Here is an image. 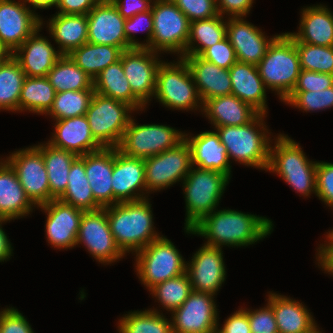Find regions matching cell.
Here are the masks:
<instances>
[{"instance_id": "cell-1", "label": "cell", "mask_w": 333, "mask_h": 333, "mask_svg": "<svg viewBox=\"0 0 333 333\" xmlns=\"http://www.w3.org/2000/svg\"><path fill=\"white\" fill-rule=\"evenodd\" d=\"M273 224L265 217L235 210H218L204 216L186 232L207 238L205 245L219 247L248 246L271 233Z\"/></svg>"}, {"instance_id": "cell-2", "label": "cell", "mask_w": 333, "mask_h": 333, "mask_svg": "<svg viewBox=\"0 0 333 333\" xmlns=\"http://www.w3.org/2000/svg\"><path fill=\"white\" fill-rule=\"evenodd\" d=\"M110 229L120 250L138 252L161 237L154 232L151 205L147 199L120 202L105 207Z\"/></svg>"}, {"instance_id": "cell-3", "label": "cell", "mask_w": 333, "mask_h": 333, "mask_svg": "<svg viewBox=\"0 0 333 333\" xmlns=\"http://www.w3.org/2000/svg\"><path fill=\"white\" fill-rule=\"evenodd\" d=\"M256 66L264 85L276 90L284 101L293 91L301 72L294 41L286 33L278 35Z\"/></svg>"}, {"instance_id": "cell-4", "label": "cell", "mask_w": 333, "mask_h": 333, "mask_svg": "<svg viewBox=\"0 0 333 333\" xmlns=\"http://www.w3.org/2000/svg\"><path fill=\"white\" fill-rule=\"evenodd\" d=\"M265 114L259 113L251 122L242 126L216 127L220 141L226 147L228 159L241 164L266 169L269 164L270 139L264 133ZM264 132H260L259 128Z\"/></svg>"}, {"instance_id": "cell-5", "label": "cell", "mask_w": 333, "mask_h": 333, "mask_svg": "<svg viewBox=\"0 0 333 333\" xmlns=\"http://www.w3.org/2000/svg\"><path fill=\"white\" fill-rule=\"evenodd\" d=\"M317 162H310L302 148L288 136L279 135L274 148L270 146L267 170L278 173L301 195L316 193Z\"/></svg>"}, {"instance_id": "cell-6", "label": "cell", "mask_w": 333, "mask_h": 333, "mask_svg": "<svg viewBox=\"0 0 333 333\" xmlns=\"http://www.w3.org/2000/svg\"><path fill=\"white\" fill-rule=\"evenodd\" d=\"M229 179L218 171L191 167L183 181L187 210L185 228H192L204 216L216 210Z\"/></svg>"}, {"instance_id": "cell-7", "label": "cell", "mask_w": 333, "mask_h": 333, "mask_svg": "<svg viewBox=\"0 0 333 333\" xmlns=\"http://www.w3.org/2000/svg\"><path fill=\"white\" fill-rule=\"evenodd\" d=\"M134 109L127 103L94 93L87 117L92 136L103 148H117Z\"/></svg>"}, {"instance_id": "cell-8", "label": "cell", "mask_w": 333, "mask_h": 333, "mask_svg": "<svg viewBox=\"0 0 333 333\" xmlns=\"http://www.w3.org/2000/svg\"><path fill=\"white\" fill-rule=\"evenodd\" d=\"M152 5L153 33L147 48L185 56L190 29L187 16L171 0H156Z\"/></svg>"}, {"instance_id": "cell-9", "label": "cell", "mask_w": 333, "mask_h": 333, "mask_svg": "<svg viewBox=\"0 0 333 333\" xmlns=\"http://www.w3.org/2000/svg\"><path fill=\"white\" fill-rule=\"evenodd\" d=\"M136 255L137 274L149 290L158 283L186 273V262L165 237L155 239Z\"/></svg>"}, {"instance_id": "cell-10", "label": "cell", "mask_w": 333, "mask_h": 333, "mask_svg": "<svg viewBox=\"0 0 333 333\" xmlns=\"http://www.w3.org/2000/svg\"><path fill=\"white\" fill-rule=\"evenodd\" d=\"M154 96L172 109L188 110L199 106L197 103L199 100L201 102V98L189 66L183 58L180 57V61L175 64H160Z\"/></svg>"}, {"instance_id": "cell-11", "label": "cell", "mask_w": 333, "mask_h": 333, "mask_svg": "<svg viewBox=\"0 0 333 333\" xmlns=\"http://www.w3.org/2000/svg\"><path fill=\"white\" fill-rule=\"evenodd\" d=\"M184 135L169 126L137 125L131 118L117 149L127 156L147 159L174 148Z\"/></svg>"}, {"instance_id": "cell-12", "label": "cell", "mask_w": 333, "mask_h": 333, "mask_svg": "<svg viewBox=\"0 0 333 333\" xmlns=\"http://www.w3.org/2000/svg\"><path fill=\"white\" fill-rule=\"evenodd\" d=\"M6 161L15 170L19 183L34 205L38 207L55 199L50 194L42 153L36 146L16 151Z\"/></svg>"}, {"instance_id": "cell-13", "label": "cell", "mask_w": 333, "mask_h": 333, "mask_svg": "<svg viewBox=\"0 0 333 333\" xmlns=\"http://www.w3.org/2000/svg\"><path fill=\"white\" fill-rule=\"evenodd\" d=\"M146 191L160 190L184 180L192 167L191 151L184 139L174 148L144 159Z\"/></svg>"}, {"instance_id": "cell-14", "label": "cell", "mask_w": 333, "mask_h": 333, "mask_svg": "<svg viewBox=\"0 0 333 333\" xmlns=\"http://www.w3.org/2000/svg\"><path fill=\"white\" fill-rule=\"evenodd\" d=\"M79 243H84L89 253L101 263H111L125 255L114 240L105 207L83 212L76 245Z\"/></svg>"}, {"instance_id": "cell-15", "label": "cell", "mask_w": 333, "mask_h": 333, "mask_svg": "<svg viewBox=\"0 0 333 333\" xmlns=\"http://www.w3.org/2000/svg\"><path fill=\"white\" fill-rule=\"evenodd\" d=\"M213 295L192 290L183 304L172 312L173 333H214L218 329Z\"/></svg>"}, {"instance_id": "cell-16", "label": "cell", "mask_w": 333, "mask_h": 333, "mask_svg": "<svg viewBox=\"0 0 333 333\" xmlns=\"http://www.w3.org/2000/svg\"><path fill=\"white\" fill-rule=\"evenodd\" d=\"M156 54L148 48H131L121 55L124 75L132 92L144 105L155 94L157 71L162 63Z\"/></svg>"}, {"instance_id": "cell-17", "label": "cell", "mask_w": 333, "mask_h": 333, "mask_svg": "<svg viewBox=\"0 0 333 333\" xmlns=\"http://www.w3.org/2000/svg\"><path fill=\"white\" fill-rule=\"evenodd\" d=\"M24 2L0 0V44L11 54L43 23Z\"/></svg>"}, {"instance_id": "cell-18", "label": "cell", "mask_w": 333, "mask_h": 333, "mask_svg": "<svg viewBox=\"0 0 333 333\" xmlns=\"http://www.w3.org/2000/svg\"><path fill=\"white\" fill-rule=\"evenodd\" d=\"M89 43L128 50L125 20L110 0H100L87 14Z\"/></svg>"}, {"instance_id": "cell-19", "label": "cell", "mask_w": 333, "mask_h": 333, "mask_svg": "<svg viewBox=\"0 0 333 333\" xmlns=\"http://www.w3.org/2000/svg\"><path fill=\"white\" fill-rule=\"evenodd\" d=\"M222 249L204 245L193 256L186 273L192 290L215 295L225 280Z\"/></svg>"}, {"instance_id": "cell-20", "label": "cell", "mask_w": 333, "mask_h": 333, "mask_svg": "<svg viewBox=\"0 0 333 333\" xmlns=\"http://www.w3.org/2000/svg\"><path fill=\"white\" fill-rule=\"evenodd\" d=\"M47 212L46 235L54 248L76 246L83 210L61 202L58 199L38 206Z\"/></svg>"}, {"instance_id": "cell-21", "label": "cell", "mask_w": 333, "mask_h": 333, "mask_svg": "<svg viewBox=\"0 0 333 333\" xmlns=\"http://www.w3.org/2000/svg\"><path fill=\"white\" fill-rule=\"evenodd\" d=\"M113 205L146 199L137 190L146 191L144 159L123 154L114 148V164L112 172ZM139 195V196H138Z\"/></svg>"}, {"instance_id": "cell-22", "label": "cell", "mask_w": 333, "mask_h": 333, "mask_svg": "<svg viewBox=\"0 0 333 333\" xmlns=\"http://www.w3.org/2000/svg\"><path fill=\"white\" fill-rule=\"evenodd\" d=\"M277 36L268 40L257 27L241 17H231L226 22V37L235 50L237 61L240 62L257 65Z\"/></svg>"}, {"instance_id": "cell-23", "label": "cell", "mask_w": 333, "mask_h": 333, "mask_svg": "<svg viewBox=\"0 0 333 333\" xmlns=\"http://www.w3.org/2000/svg\"><path fill=\"white\" fill-rule=\"evenodd\" d=\"M40 29V27L36 29L12 53L26 77H46L49 70L63 55L59 50L55 51V48L53 49L49 40L41 36L38 37L37 34Z\"/></svg>"}, {"instance_id": "cell-24", "label": "cell", "mask_w": 333, "mask_h": 333, "mask_svg": "<svg viewBox=\"0 0 333 333\" xmlns=\"http://www.w3.org/2000/svg\"><path fill=\"white\" fill-rule=\"evenodd\" d=\"M49 141L51 146L83 156L101 150L103 147L94 139L85 115L56 120L55 135Z\"/></svg>"}, {"instance_id": "cell-25", "label": "cell", "mask_w": 333, "mask_h": 333, "mask_svg": "<svg viewBox=\"0 0 333 333\" xmlns=\"http://www.w3.org/2000/svg\"><path fill=\"white\" fill-rule=\"evenodd\" d=\"M183 58L189 66L197 91L203 104L213 97L231 94V79L229 69L201 58L199 55H185Z\"/></svg>"}, {"instance_id": "cell-26", "label": "cell", "mask_w": 333, "mask_h": 333, "mask_svg": "<svg viewBox=\"0 0 333 333\" xmlns=\"http://www.w3.org/2000/svg\"><path fill=\"white\" fill-rule=\"evenodd\" d=\"M114 148L85 154V172L94 200L102 207L113 205Z\"/></svg>"}, {"instance_id": "cell-27", "label": "cell", "mask_w": 333, "mask_h": 333, "mask_svg": "<svg viewBox=\"0 0 333 333\" xmlns=\"http://www.w3.org/2000/svg\"><path fill=\"white\" fill-rule=\"evenodd\" d=\"M191 151L192 166L221 172L230 178L231 166L227 156L226 147L221 143L217 132L206 131L197 136L186 137Z\"/></svg>"}, {"instance_id": "cell-28", "label": "cell", "mask_w": 333, "mask_h": 333, "mask_svg": "<svg viewBox=\"0 0 333 333\" xmlns=\"http://www.w3.org/2000/svg\"><path fill=\"white\" fill-rule=\"evenodd\" d=\"M231 94L251 105L259 113H266V90L256 65L237 61L229 68Z\"/></svg>"}, {"instance_id": "cell-29", "label": "cell", "mask_w": 333, "mask_h": 333, "mask_svg": "<svg viewBox=\"0 0 333 333\" xmlns=\"http://www.w3.org/2000/svg\"><path fill=\"white\" fill-rule=\"evenodd\" d=\"M202 111L214 124L220 126H242L251 122L259 112L235 95L213 97L202 104Z\"/></svg>"}, {"instance_id": "cell-30", "label": "cell", "mask_w": 333, "mask_h": 333, "mask_svg": "<svg viewBox=\"0 0 333 333\" xmlns=\"http://www.w3.org/2000/svg\"><path fill=\"white\" fill-rule=\"evenodd\" d=\"M32 205L15 170L7 161L0 162V217L20 218L32 211Z\"/></svg>"}, {"instance_id": "cell-31", "label": "cell", "mask_w": 333, "mask_h": 333, "mask_svg": "<svg viewBox=\"0 0 333 333\" xmlns=\"http://www.w3.org/2000/svg\"><path fill=\"white\" fill-rule=\"evenodd\" d=\"M300 31L291 33L299 42L333 46V14L322 5L302 10Z\"/></svg>"}, {"instance_id": "cell-32", "label": "cell", "mask_w": 333, "mask_h": 333, "mask_svg": "<svg viewBox=\"0 0 333 333\" xmlns=\"http://www.w3.org/2000/svg\"><path fill=\"white\" fill-rule=\"evenodd\" d=\"M268 296L279 333H306L315 326L312 315L302 303L275 293Z\"/></svg>"}, {"instance_id": "cell-33", "label": "cell", "mask_w": 333, "mask_h": 333, "mask_svg": "<svg viewBox=\"0 0 333 333\" xmlns=\"http://www.w3.org/2000/svg\"><path fill=\"white\" fill-rule=\"evenodd\" d=\"M95 93L130 105L138 110L144 104L134 95L129 81L124 75L121 58L101 71L93 80Z\"/></svg>"}, {"instance_id": "cell-34", "label": "cell", "mask_w": 333, "mask_h": 333, "mask_svg": "<svg viewBox=\"0 0 333 333\" xmlns=\"http://www.w3.org/2000/svg\"><path fill=\"white\" fill-rule=\"evenodd\" d=\"M49 31L63 55H68L73 49L88 41L87 15L59 14L50 20Z\"/></svg>"}, {"instance_id": "cell-35", "label": "cell", "mask_w": 333, "mask_h": 333, "mask_svg": "<svg viewBox=\"0 0 333 333\" xmlns=\"http://www.w3.org/2000/svg\"><path fill=\"white\" fill-rule=\"evenodd\" d=\"M123 51L120 47L86 42L68 56L94 80L110 64L119 61Z\"/></svg>"}, {"instance_id": "cell-36", "label": "cell", "mask_w": 333, "mask_h": 333, "mask_svg": "<svg viewBox=\"0 0 333 333\" xmlns=\"http://www.w3.org/2000/svg\"><path fill=\"white\" fill-rule=\"evenodd\" d=\"M61 202L72 205L83 211H94L102 208L93 197L85 172V155L78 156L71 165L68 185L58 198Z\"/></svg>"}, {"instance_id": "cell-37", "label": "cell", "mask_w": 333, "mask_h": 333, "mask_svg": "<svg viewBox=\"0 0 333 333\" xmlns=\"http://www.w3.org/2000/svg\"><path fill=\"white\" fill-rule=\"evenodd\" d=\"M42 153L49 180L50 194L58 199L66 190L71 165L78 157L67 150L47 145L36 146Z\"/></svg>"}, {"instance_id": "cell-38", "label": "cell", "mask_w": 333, "mask_h": 333, "mask_svg": "<svg viewBox=\"0 0 333 333\" xmlns=\"http://www.w3.org/2000/svg\"><path fill=\"white\" fill-rule=\"evenodd\" d=\"M46 77L56 93L93 89V79L68 55H62Z\"/></svg>"}, {"instance_id": "cell-39", "label": "cell", "mask_w": 333, "mask_h": 333, "mask_svg": "<svg viewBox=\"0 0 333 333\" xmlns=\"http://www.w3.org/2000/svg\"><path fill=\"white\" fill-rule=\"evenodd\" d=\"M220 14L190 23L189 38L185 55H200L206 48L220 42L226 37V22ZM200 46L193 47L194 42Z\"/></svg>"}, {"instance_id": "cell-40", "label": "cell", "mask_w": 333, "mask_h": 333, "mask_svg": "<svg viewBox=\"0 0 333 333\" xmlns=\"http://www.w3.org/2000/svg\"><path fill=\"white\" fill-rule=\"evenodd\" d=\"M26 79L19 62L12 54L0 67V109L19 111V99Z\"/></svg>"}, {"instance_id": "cell-41", "label": "cell", "mask_w": 333, "mask_h": 333, "mask_svg": "<svg viewBox=\"0 0 333 333\" xmlns=\"http://www.w3.org/2000/svg\"><path fill=\"white\" fill-rule=\"evenodd\" d=\"M56 91L47 77H26L19 99V111L47 113L52 107Z\"/></svg>"}, {"instance_id": "cell-42", "label": "cell", "mask_w": 333, "mask_h": 333, "mask_svg": "<svg viewBox=\"0 0 333 333\" xmlns=\"http://www.w3.org/2000/svg\"><path fill=\"white\" fill-rule=\"evenodd\" d=\"M119 322L121 333H173L171 322L155 310L130 312Z\"/></svg>"}, {"instance_id": "cell-43", "label": "cell", "mask_w": 333, "mask_h": 333, "mask_svg": "<svg viewBox=\"0 0 333 333\" xmlns=\"http://www.w3.org/2000/svg\"><path fill=\"white\" fill-rule=\"evenodd\" d=\"M94 93V89L56 93L52 107L46 114L53 116L54 120L85 115Z\"/></svg>"}, {"instance_id": "cell-44", "label": "cell", "mask_w": 333, "mask_h": 333, "mask_svg": "<svg viewBox=\"0 0 333 333\" xmlns=\"http://www.w3.org/2000/svg\"><path fill=\"white\" fill-rule=\"evenodd\" d=\"M295 43L301 69L333 75V46H318L299 42L286 33Z\"/></svg>"}, {"instance_id": "cell-45", "label": "cell", "mask_w": 333, "mask_h": 333, "mask_svg": "<svg viewBox=\"0 0 333 333\" xmlns=\"http://www.w3.org/2000/svg\"><path fill=\"white\" fill-rule=\"evenodd\" d=\"M150 291L163 307L173 312L188 298L192 287L188 274L184 273L156 284Z\"/></svg>"}, {"instance_id": "cell-46", "label": "cell", "mask_w": 333, "mask_h": 333, "mask_svg": "<svg viewBox=\"0 0 333 333\" xmlns=\"http://www.w3.org/2000/svg\"><path fill=\"white\" fill-rule=\"evenodd\" d=\"M304 111L323 110L333 107V86L318 91H292L284 100Z\"/></svg>"}, {"instance_id": "cell-47", "label": "cell", "mask_w": 333, "mask_h": 333, "mask_svg": "<svg viewBox=\"0 0 333 333\" xmlns=\"http://www.w3.org/2000/svg\"><path fill=\"white\" fill-rule=\"evenodd\" d=\"M188 18L189 22L219 15L216 0H171Z\"/></svg>"}, {"instance_id": "cell-48", "label": "cell", "mask_w": 333, "mask_h": 333, "mask_svg": "<svg viewBox=\"0 0 333 333\" xmlns=\"http://www.w3.org/2000/svg\"><path fill=\"white\" fill-rule=\"evenodd\" d=\"M199 56L222 69H229L237 62L235 50L227 37L206 48Z\"/></svg>"}, {"instance_id": "cell-49", "label": "cell", "mask_w": 333, "mask_h": 333, "mask_svg": "<svg viewBox=\"0 0 333 333\" xmlns=\"http://www.w3.org/2000/svg\"><path fill=\"white\" fill-rule=\"evenodd\" d=\"M146 23V27L143 28V30H147V37L148 40L146 41L147 44H141L136 42L134 37L132 36V33H136L138 31H143L142 29H139L141 27L140 25L143 23ZM124 31L126 40L128 41V49L131 48H147L148 45L151 43L152 39V33H153V13L152 10H148L146 12L139 13L137 15L132 16L129 19L125 20L124 23Z\"/></svg>"}, {"instance_id": "cell-50", "label": "cell", "mask_w": 333, "mask_h": 333, "mask_svg": "<svg viewBox=\"0 0 333 333\" xmlns=\"http://www.w3.org/2000/svg\"><path fill=\"white\" fill-rule=\"evenodd\" d=\"M316 195L333 207V164L317 162L316 167Z\"/></svg>"}, {"instance_id": "cell-51", "label": "cell", "mask_w": 333, "mask_h": 333, "mask_svg": "<svg viewBox=\"0 0 333 333\" xmlns=\"http://www.w3.org/2000/svg\"><path fill=\"white\" fill-rule=\"evenodd\" d=\"M244 311L248 315L251 333H279L273 309L269 304L259 310Z\"/></svg>"}, {"instance_id": "cell-52", "label": "cell", "mask_w": 333, "mask_h": 333, "mask_svg": "<svg viewBox=\"0 0 333 333\" xmlns=\"http://www.w3.org/2000/svg\"><path fill=\"white\" fill-rule=\"evenodd\" d=\"M333 86V75L301 69L293 91H318Z\"/></svg>"}, {"instance_id": "cell-53", "label": "cell", "mask_w": 333, "mask_h": 333, "mask_svg": "<svg viewBox=\"0 0 333 333\" xmlns=\"http://www.w3.org/2000/svg\"><path fill=\"white\" fill-rule=\"evenodd\" d=\"M0 333H34L26 318L14 308L0 312Z\"/></svg>"}, {"instance_id": "cell-54", "label": "cell", "mask_w": 333, "mask_h": 333, "mask_svg": "<svg viewBox=\"0 0 333 333\" xmlns=\"http://www.w3.org/2000/svg\"><path fill=\"white\" fill-rule=\"evenodd\" d=\"M124 19L151 9V0H110ZM123 1V2H122Z\"/></svg>"}, {"instance_id": "cell-55", "label": "cell", "mask_w": 333, "mask_h": 333, "mask_svg": "<svg viewBox=\"0 0 333 333\" xmlns=\"http://www.w3.org/2000/svg\"><path fill=\"white\" fill-rule=\"evenodd\" d=\"M218 13H229L232 18L244 17L249 13L253 0H216ZM219 1V2H218Z\"/></svg>"}, {"instance_id": "cell-56", "label": "cell", "mask_w": 333, "mask_h": 333, "mask_svg": "<svg viewBox=\"0 0 333 333\" xmlns=\"http://www.w3.org/2000/svg\"><path fill=\"white\" fill-rule=\"evenodd\" d=\"M100 0H59L55 6L59 14L87 15Z\"/></svg>"}, {"instance_id": "cell-57", "label": "cell", "mask_w": 333, "mask_h": 333, "mask_svg": "<svg viewBox=\"0 0 333 333\" xmlns=\"http://www.w3.org/2000/svg\"><path fill=\"white\" fill-rule=\"evenodd\" d=\"M221 333H251L249 319L247 313L240 309L232 314L222 329H218Z\"/></svg>"}, {"instance_id": "cell-58", "label": "cell", "mask_w": 333, "mask_h": 333, "mask_svg": "<svg viewBox=\"0 0 333 333\" xmlns=\"http://www.w3.org/2000/svg\"><path fill=\"white\" fill-rule=\"evenodd\" d=\"M328 244L321 245L318 252V261L325 271L333 275V235H327Z\"/></svg>"}, {"instance_id": "cell-59", "label": "cell", "mask_w": 333, "mask_h": 333, "mask_svg": "<svg viewBox=\"0 0 333 333\" xmlns=\"http://www.w3.org/2000/svg\"><path fill=\"white\" fill-rule=\"evenodd\" d=\"M9 219L0 217V262L7 260L11 256L12 247L8 241L7 235L1 227V223L8 221Z\"/></svg>"}, {"instance_id": "cell-60", "label": "cell", "mask_w": 333, "mask_h": 333, "mask_svg": "<svg viewBox=\"0 0 333 333\" xmlns=\"http://www.w3.org/2000/svg\"><path fill=\"white\" fill-rule=\"evenodd\" d=\"M33 5V8L48 9L51 6L56 5L59 0H26Z\"/></svg>"}, {"instance_id": "cell-61", "label": "cell", "mask_w": 333, "mask_h": 333, "mask_svg": "<svg viewBox=\"0 0 333 333\" xmlns=\"http://www.w3.org/2000/svg\"><path fill=\"white\" fill-rule=\"evenodd\" d=\"M11 53L7 51L1 44H0V56H10Z\"/></svg>"}, {"instance_id": "cell-62", "label": "cell", "mask_w": 333, "mask_h": 333, "mask_svg": "<svg viewBox=\"0 0 333 333\" xmlns=\"http://www.w3.org/2000/svg\"><path fill=\"white\" fill-rule=\"evenodd\" d=\"M306 333H321V332L318 330L317 325H315L311 330H309Z\"/></svg>"}, {"instance_id": "cell-63", "label": "cell", "mask_w": 333, "mask_h": 333, "mask_svg": "<svg viewBox=\"0 0 333 333\" xmlns=\"http://www.w3.org/2000/svg\"><path fill=\"white\" fill-rule=\"evenodd\" d=\"M9 56H0V67Z\"/></svg>"}, {"instance_id": "cell-64", "label": "cell", "mask_w": 333, "mask_h": 333, "mask_svg": "<svg viewBox=\"0 0 333 333\" xmlns=\"http://www.w3.org/2000/svg\"><path fill=\"white\" fill-rule=\"evenodd\" d=\"M214 333H221L218 329Z\"/></svg>"}]
</instances>
